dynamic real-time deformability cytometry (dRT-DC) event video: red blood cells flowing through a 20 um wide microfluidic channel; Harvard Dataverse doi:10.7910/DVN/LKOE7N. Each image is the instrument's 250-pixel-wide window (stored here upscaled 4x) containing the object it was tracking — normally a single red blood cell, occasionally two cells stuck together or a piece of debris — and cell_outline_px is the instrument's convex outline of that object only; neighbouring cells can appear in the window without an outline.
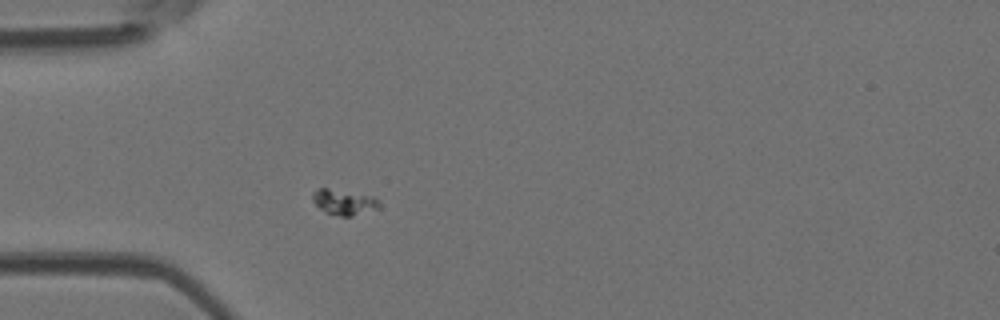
{"species": "Egyptian fruit bat (a non-hibernating species)", "species_latin": "Rousettus aegyptiacus", "temperature_condition": "room temperature", "stored_images_in_passage": 2, "camera_frame_rate_fps": 3000, "um_per_image_px": 0.085, "animal": {"sex": "female"}, "frame": {"image": 1, "passage_image": 2, "time_ms": 0.333, "image_size_px": [1000, 320], "cell_outline_px": [[380, 208], [352, 216], [340, 216], [324, 212], [312, 200], [312, 192], [316, 188], [328, 188], [376, 196], [380, 204]], "centroid_in_image_um": [29.25, 17.17], "position_along_channel_um": 55.8, "area_um2": 10.06}}